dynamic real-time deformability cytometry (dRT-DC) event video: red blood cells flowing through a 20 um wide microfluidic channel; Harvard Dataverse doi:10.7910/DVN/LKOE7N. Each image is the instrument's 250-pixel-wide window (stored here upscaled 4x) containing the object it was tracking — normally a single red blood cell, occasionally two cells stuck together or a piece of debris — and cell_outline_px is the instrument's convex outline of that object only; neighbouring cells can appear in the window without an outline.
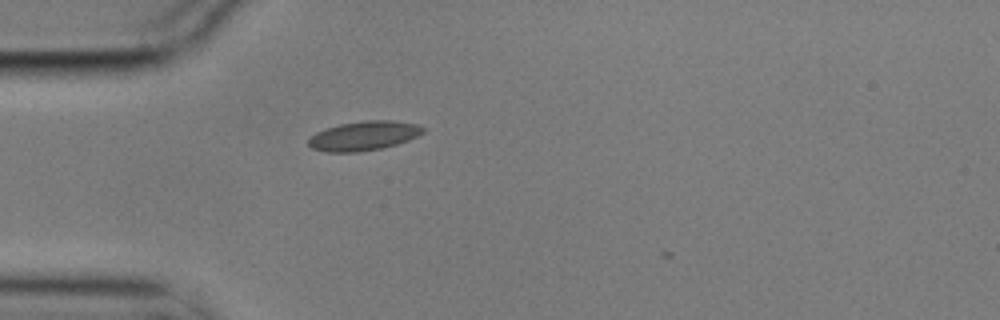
{"species": "common noctule bat (a hibernating species)", "species_latin": "Nyctalus noctula", "temperature_condition": "cold", "stored_images_in_passage": 2, "camera_frame_rate_fps": 3000, "um_per_image_px": 0.085, "animal": {"sex": "male", "body_mass_g": 17.9}, "frame": {"image": 1, "passage_image": 1, "time_ms": 0.0, "image_size_px": [1000, 320], "cell_outline_px": [[424, 132], [420, 136], [396, 144], [380, 148], [360, 152], [324, 152], [312, 148], [308, 144], [308, 140], [316, 132], [340, 124], [364, 120], [392, 120], [416, 124], [424, 128]], "centroid_in_image_um": [30.93, 11.54], "position_along_channel_um": 54.1, "area_um2": 19.54}}